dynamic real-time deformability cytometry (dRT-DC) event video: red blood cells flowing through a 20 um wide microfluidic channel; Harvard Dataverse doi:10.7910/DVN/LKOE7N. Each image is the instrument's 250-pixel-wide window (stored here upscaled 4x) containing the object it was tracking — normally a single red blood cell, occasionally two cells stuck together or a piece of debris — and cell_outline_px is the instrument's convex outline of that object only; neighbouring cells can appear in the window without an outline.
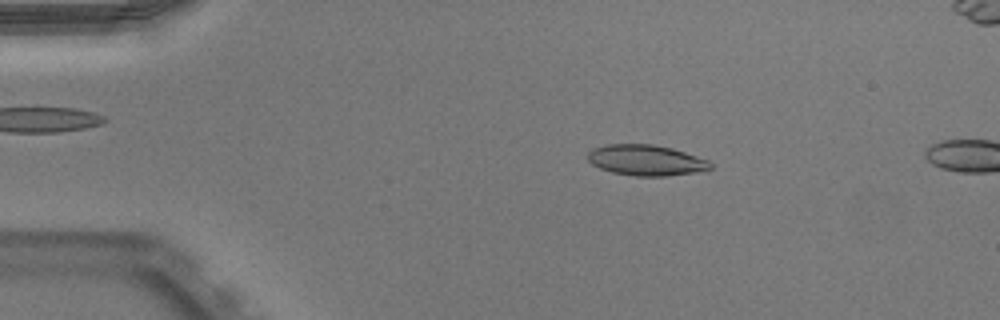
{"species": "Egyptian fruit bat (a non-hibernating species)", "species_latin": "Rousettus aegyptiacus", "temperature_condition": "warm", "stored_images_in_passage": 12, "camera_frame_rate_fps": 3000, "um_per_image_px": 0.085, "animal": {"sex": "male"}, "frame": {"image": 1, "passage_image": 9, "time_ms": 2.667, "image_size_px": [1000, 320], "cell_outline_px": [[712, 168], [708, 172], [664, 176], [636, 176], [612, 172], [600, 168], [592, 164], [588, 160], [588, 152], [592, 148], [608, 144], [652, 144], [672, 148], [708, 160], [712, 164]], "centroid_in_image_um": [54.96, 13.63], "position_along_channel_um": 30.0, "area_um2": 22.2}}